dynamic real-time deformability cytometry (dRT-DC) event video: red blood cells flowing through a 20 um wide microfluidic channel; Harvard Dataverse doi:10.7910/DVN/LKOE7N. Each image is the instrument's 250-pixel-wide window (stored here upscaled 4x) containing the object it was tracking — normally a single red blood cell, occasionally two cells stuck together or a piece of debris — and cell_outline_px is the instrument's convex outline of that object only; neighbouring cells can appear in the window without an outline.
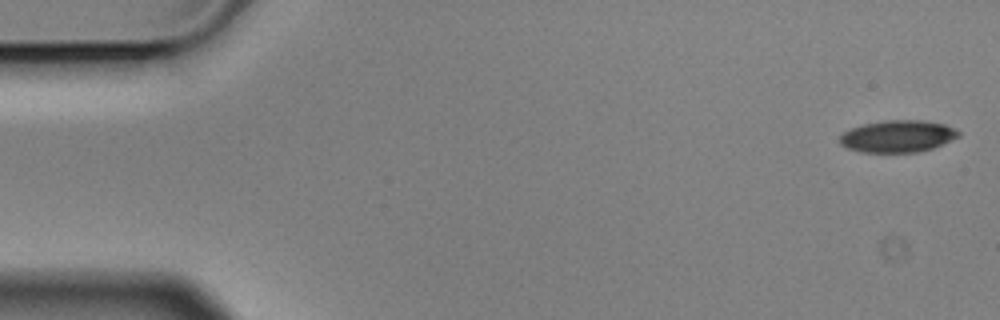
{"species": "Egyptian fruit bat (a non-hibernating species)", "species_latin": "Rousettus aegyptiacus", "temperature_condition": "cold", "stored_images_in_passage": 4, "camera_frame_rate_fps": 3000, "um_per_image_px": 0.085, "animal": {"sex": "male"}, "frame": {"image": 1, "passage_image": 1, "time_ms": 0.0, "image_size_px": [1000, 320], "cell_outline_px": [[960, 136], [932, 148], [916, 152], [860, 152], [848, 148], [840, 144], [840, 136], [844, 132], [852, 128], [864, 124], [884, 120], [920, 120], [944, 124], [956, 128], [960, 132]], "centroid_in_image_um": [76.31, 11.58], "position_along_channel_um": 8.7, "area_um2": 22.02}}
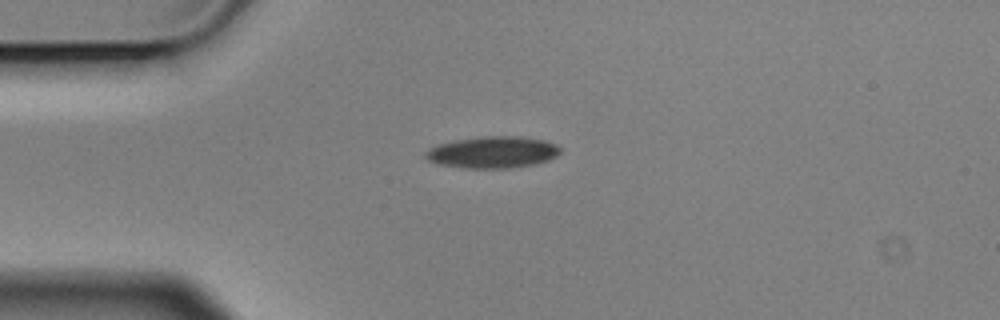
{"frame": {"image": 2, "passage_image": 4, "time_ms": 1.0, "image_size_px": [1000, 320], "cell_outline_px": [[560, 152], [556, 156], [548, 160], [532, 164], [512, 168], [460, 168], [440, 164], [428, 160], [424, 156], [424, 152], [428, 148], [436, 144], [452, 140], [484, 136], [520, 136], [544, 140], [556, 144], [560, 148]], "centroid_in_image_um": [41.83, 12.93], "position_along_channel_um": 43.2, "area_um2": 25.09}}